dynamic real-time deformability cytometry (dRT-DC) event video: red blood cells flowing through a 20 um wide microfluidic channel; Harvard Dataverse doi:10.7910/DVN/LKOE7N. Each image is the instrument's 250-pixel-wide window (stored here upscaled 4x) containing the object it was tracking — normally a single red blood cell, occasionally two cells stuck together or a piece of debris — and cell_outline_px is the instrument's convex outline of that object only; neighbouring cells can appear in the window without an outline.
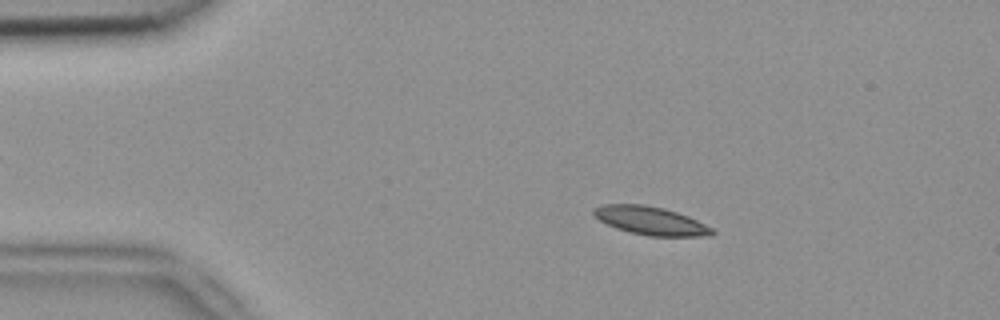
{"species": "common noctule bat (a hibernating species)", "species_latin": "Nyctalus noctula", "temperature_condition": "room temperature", "stored_images_in_passage": 6, "camera_frame_rate_fps": 3000, "um_per_image_px": 0.085, "animal": {"sex": "female", "body_mass_g": 18.4}, "frame": {"image": 1, "passage_image": 2, "time_ms": 0.333, "image_size_px": [1000, 320], "cell_outline_px": [[716, 232], [712, 236], [648, 236], [628, 232], [616, 228], [600, 220], [592, 212], [592, 208], [604, 204], [644, 204], [664, 208], [688, 216], [712, 228]], "centroid_in_image_um": [55.3, 18.76], "position_along_channel_um": 29.7, "area_um2": 19.54}}
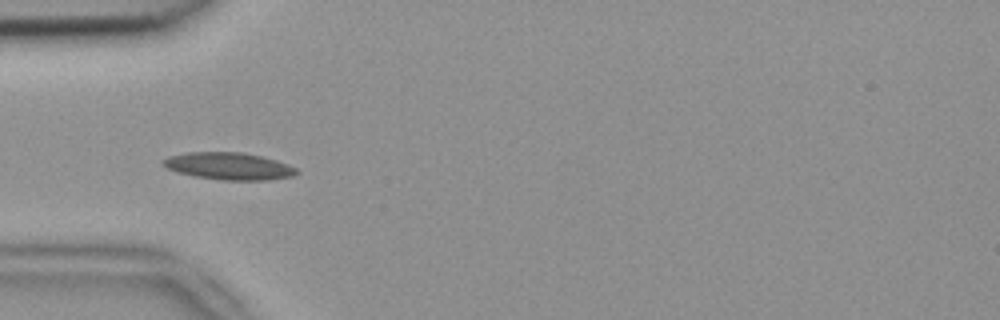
{"frame": {"image": 2, "passage_image": 4, "time_ms": 1.0, "image_size_px": [1000, 320], "cell_outline_px": [[300, 172], [292, 176], [268, 180], [220, 180], [192, 176], [176, 172], [160, 164], [160, 160], [168, 156], [188, 152], [240, 152], [260, 156], [276, 160], [288, 164], [296, 168]], "centroid_in_image_um": [19.41, 14.12], "position_along_channel_um": 65.6, "area_um2": 21.33}}